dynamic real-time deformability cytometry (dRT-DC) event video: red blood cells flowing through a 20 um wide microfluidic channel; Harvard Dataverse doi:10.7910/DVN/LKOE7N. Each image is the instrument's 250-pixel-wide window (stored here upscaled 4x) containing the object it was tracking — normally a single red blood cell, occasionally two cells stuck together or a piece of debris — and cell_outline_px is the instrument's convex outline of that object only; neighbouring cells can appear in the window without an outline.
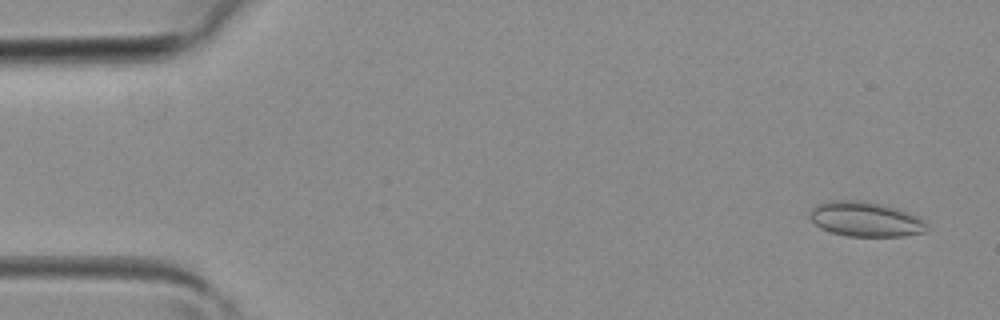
{"species": "common noctule bat (a hibernating species)", "species_latin": "Nyctalus noctula", "temperature_condition": "room temperature", "stored_images_in_passage": 4, "camera_frame_rate_fps": 3000, "um_per_image_px": 0.085, "animal": {"sex": "female", "body_mass_g": 19.3, "forearm_length_mm": 54.1}, "frame": {"image": 1, "passage_image": 1, "time_ms": 0.0, "image_size_px": [1000, 320], "cell_outline_px": [[928, 228], [924, 232], [904, 236], [848, 236], [832, 232], [820, 228], [808, 216], [808, 212], [816, 204], [832, 200], [860, 200], [880, 204], [896, 208], [920, 216], [924, 220]], "centroid_in_image_um": [73.56, 18.63], "position_along_channel_um": 11.4, "area_um2": 23.81}}